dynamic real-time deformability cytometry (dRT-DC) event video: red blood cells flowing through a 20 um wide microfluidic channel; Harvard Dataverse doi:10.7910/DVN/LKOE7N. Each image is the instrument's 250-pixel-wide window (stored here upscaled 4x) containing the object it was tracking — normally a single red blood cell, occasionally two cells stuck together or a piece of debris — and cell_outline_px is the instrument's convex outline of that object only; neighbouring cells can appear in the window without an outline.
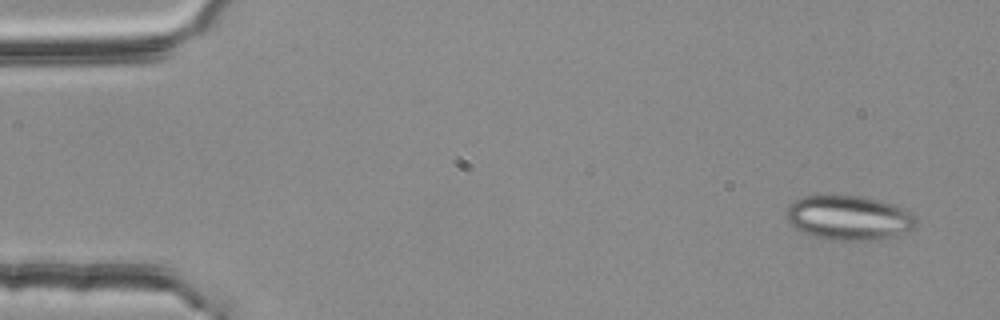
{"species": "common noctule bat (a hibernating species)", "species_latin": "Nyctalus noctula", "temperature_condition": "room temperature", "stored_images_in_passage": 51, "segment_of_instrument_passage": [1, 2], "camera_frame_rate_fps": 3000, "um_per_image_px": 0.085, "animal": {"sex": "female", "body_mass_g": 25.1}, "frame": {"image": 1, "passage_image": 1, "time_ms": 0.0, "image_size_px": [1000, 320], "cell_outline_px": [[916, 224], [912, 228], [896, 236], [884, 240], [824, 240], [812, 236], [796, 228], [784, 216], [784, 212], [788, 204], [804, 196], [832, 192], [860, 196], [880, 200], [892, 204], [912, 212], [916, 216]], "centroid_in_image_um": [72.11, 18.48], "position_along_channel_um": 12.9, "area_um2": 34.74}}